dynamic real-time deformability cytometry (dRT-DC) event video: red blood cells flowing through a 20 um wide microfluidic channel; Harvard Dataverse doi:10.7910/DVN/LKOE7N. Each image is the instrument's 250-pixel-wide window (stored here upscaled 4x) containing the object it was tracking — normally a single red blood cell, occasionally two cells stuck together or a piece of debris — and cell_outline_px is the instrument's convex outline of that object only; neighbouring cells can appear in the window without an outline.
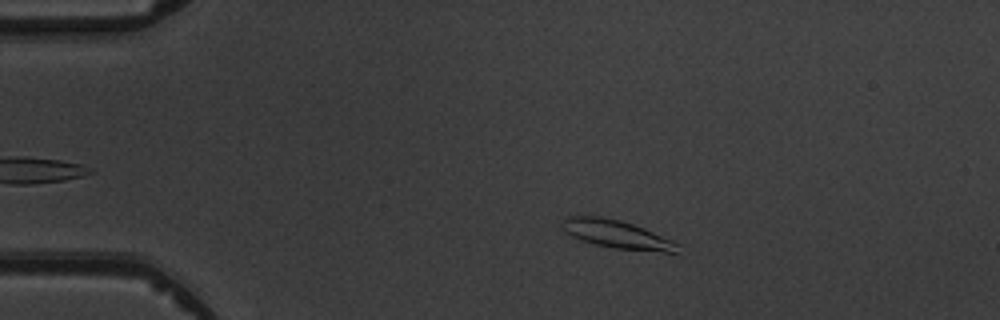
{"species": "common noctule bat (a hibernating species)", "species_latin": "Nyctalus noctula", "temperature_condition": "warm", "stored_images_in_passage": 6, "camera_frame_rate_fps": 3000, "um_per_image_px": 0.085, "animal": {"sex": "male", "body_mass_g": 19.5, "forearm_length_mm": 54.6}, "frame": {"image": 1, "passage_image": 1, "time_ms": 0.0, "image_size_px": [1000, 320], "cell_outline_px": [[680, 244], [676, 252], [664, 252], [616, 248], [596, 244], [580, 240], [564, 232], [564, 220], [568, 216], [600, 216], [620, 220], [644, 228], [672, 240]], "centroid_in_image_um": [52.44, 19.91], "position_along_channel_um": 32.6, "area_um2": 18.61}}
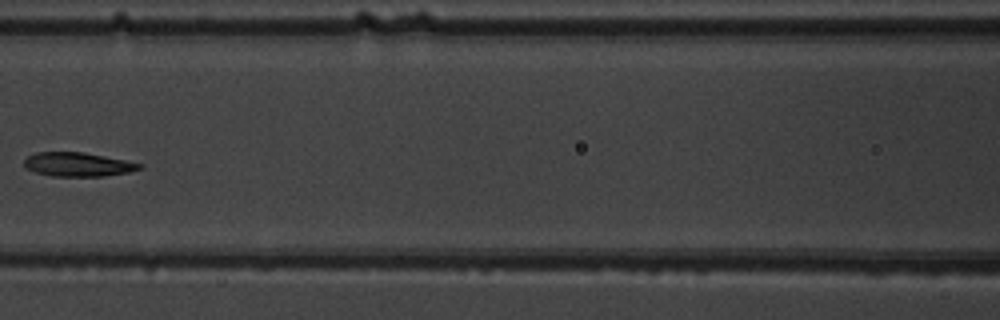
{"frame": {"image": 2, "passage_image": 5, "time_ms": 4.667, "image_size_px": [1000, 320], "cell_outline_px": [[144, 168], [128, 172], [104, 176], [52, 176], [36, 172], [24, 168], [24, 160], [28, 156], [36, 152], [84, 152], [144, 164]], "centroid_in_image_um": [6.62, 13.97], "position_along_channel_um": 160.0, "area_um2": 16.13}}
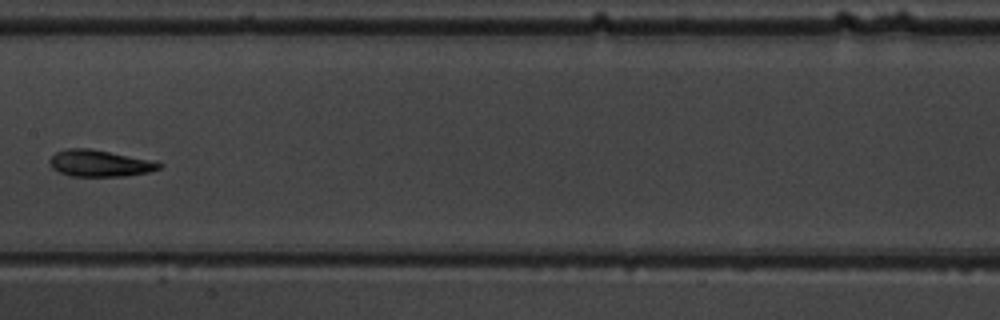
{"frame": {"image": 3, "passage_image": 6, "time_ms": 5.667, "image_size_px": [1000, 320], "cell_outline_px": [[164, 164], [160, 168], [148, 172], [124, 176], [72, 176], [60, 172], [52, 168], [48, 160], [56, 152], [68, 148], [92, 148], [148, 160]], "centroid_in_image_um": [8.43, 13.88], "position_along_channel_um": 199.0, "area_um2": 16.76}}